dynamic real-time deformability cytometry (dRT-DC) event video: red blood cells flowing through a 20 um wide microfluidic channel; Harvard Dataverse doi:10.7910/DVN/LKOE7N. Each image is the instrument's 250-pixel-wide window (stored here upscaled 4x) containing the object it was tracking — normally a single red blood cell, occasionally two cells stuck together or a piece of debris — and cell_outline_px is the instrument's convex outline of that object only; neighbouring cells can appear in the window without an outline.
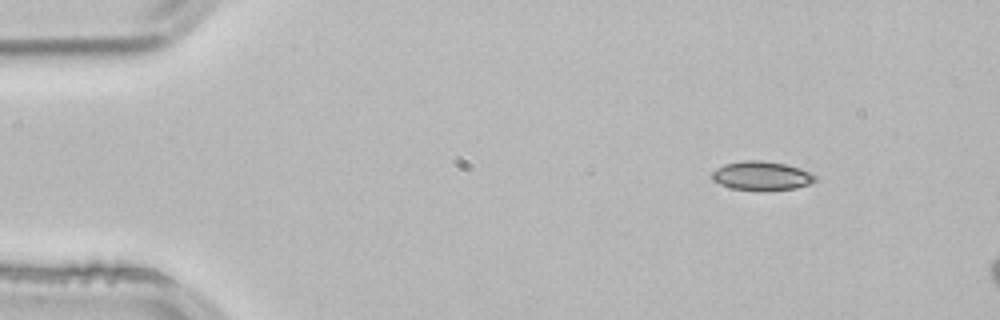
{"species": "common noctule bat (a hibernating species)", "species_latin": "Nyctalus noctula", "temperature_condition": "room temperature", "stored_images_in_passage": 3, "camera_frame_rate_fps": 3000, "um_per_image_px": 0.085, "animal": {"sex": "male", "body_mass_g": 21.5, "forearm_length_mm": 52.0}, "frame": {"image": 1, "passage_image": 1, "time_ms": 0.0, "image_size_px": [1000, 320], "cell_outline_px": [[820, 180], [796, 188], [732, 188], [720, 184], [712, 180], [712, 172], [716, 168], [724, 164], [744, 160], [760, 160], [784, 164], [800, 168], [816, 176]], "centroid_in_image_um": [64.73, 14.9], "position_along_channel_um": 20.3, "area_um2": 16.76}}